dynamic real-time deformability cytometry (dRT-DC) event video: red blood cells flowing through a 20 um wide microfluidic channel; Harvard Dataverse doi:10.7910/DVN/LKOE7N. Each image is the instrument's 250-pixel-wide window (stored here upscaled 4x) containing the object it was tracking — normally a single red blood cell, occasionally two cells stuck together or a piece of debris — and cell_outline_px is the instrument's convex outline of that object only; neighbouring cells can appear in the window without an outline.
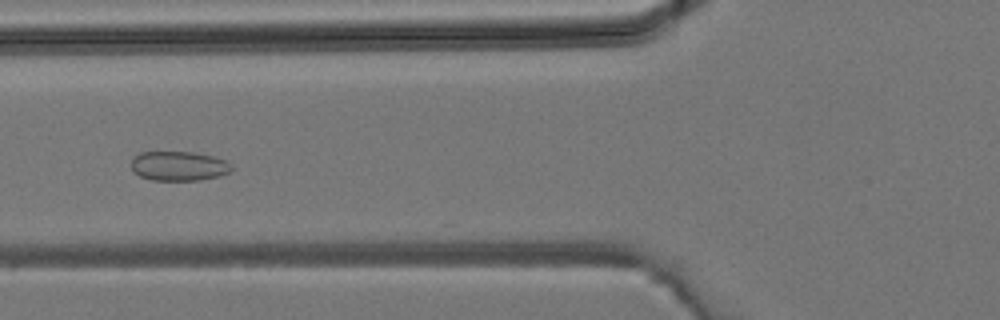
{"species": "common noctule bat (a hibernating species)", "species_latin": "Nyctalus noctula", "temperature_condition": "room temperature", "stored_images_in_passage": 5, "camera_frame_rate_fps": 3000, "um_per_image_px": 0.085, "animal": {"sex": "male", "body_mass_g": 19.2, "forearm_length_mm": 51.8}, "frame": {"image": 1, "passage_image": 5, "time_ms": 1.333, "image_size_px": [1000, 320], "cell_outline_px": [[232, 168], [228, 172], [220, 176], [200, 180], [152, 180], [140, 176], [132, 172], [132, 156], [140, 152], [192, 152], [212, 156], [228, 160], [232, 164]], "centroid_in_image_um": [15.19, 14.11], "position_along_channel_um": 110.6, "area_um2": 17.4}}